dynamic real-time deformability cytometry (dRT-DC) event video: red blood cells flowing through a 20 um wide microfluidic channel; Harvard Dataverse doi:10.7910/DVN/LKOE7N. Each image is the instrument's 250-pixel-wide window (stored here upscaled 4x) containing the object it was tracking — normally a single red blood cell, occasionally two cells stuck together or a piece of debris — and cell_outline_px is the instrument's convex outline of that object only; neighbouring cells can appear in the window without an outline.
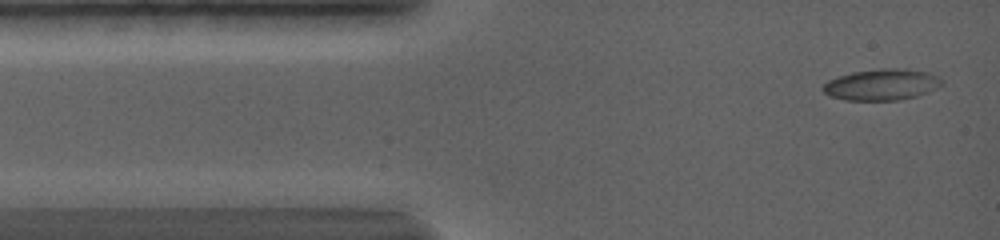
{"species": "common noctule bat (a hibernating species)", "species_latin": "Nyctalus noctula", "temperature_condition": "warm", "stored_images_in_passage": 11, "camera_frame_rate_fps": 5000, "um_per_image_px": 0.085, "animal": {"sex": "female", "body_mass_g": 19.0, "forearm_length_mm": 56.7}, "frame": {"image": 1, "passage_image": 4, "time_ms": 0.4, "image_size_px": [1000, 240], "cell_outline_px": [[944, 84], [928, 92], [916, 96], [900, 100], [844, 100], [832, 96], [824, 92], [820, 88], [828, 80], [836, 76], [852, 72], [880, 68], [904, 68], [928, 72], [940, 76], [944, 80]], "centroid_in_image_um": [74.97, 7.18], "position_along_channel_um": 10.0, "area_um2": 21.96}}